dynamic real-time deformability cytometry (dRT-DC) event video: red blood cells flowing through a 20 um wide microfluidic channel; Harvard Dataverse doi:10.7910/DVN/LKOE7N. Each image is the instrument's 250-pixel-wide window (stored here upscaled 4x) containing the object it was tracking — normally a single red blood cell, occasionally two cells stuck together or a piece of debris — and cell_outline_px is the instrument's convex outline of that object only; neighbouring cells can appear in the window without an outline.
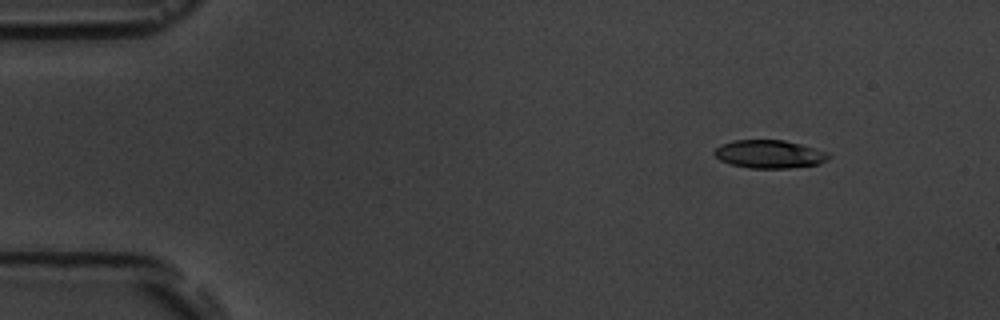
{"species": "common noctule bat (a hibernating species)", "species_latin": "Nyctalus noctula", "temperature_condition": "room temperature", "stored_images_in_passage": 4, "camera_frame_rate_fps": 3000, "um_per_image_px": 0.085, "animal": {"sex": "male", "body_mass_g": 19.5, "forearm_length_mm": 54.6}, "frame": {"image": 1, "passage_image": 1, "time_ms": 0.0, "image_size_px": [1000, 320], "cell_outline_px": [[832, 156], [828, 160], [820, 164], [788, 168], [748, 168], [728, 164], [720, 160], [712, 152], [720, 144], [732, 140], [784, 140], [800, 144], [828, 152]], "centroid_in_image_um": [65.39, 13.1], "position_along_channel_um": 19.6, "area_um2": 18.96}}
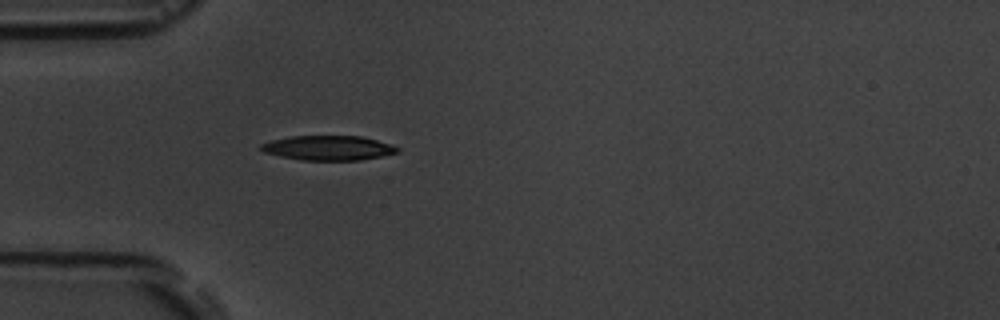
{"frame": {"image": 2, "passage_image": 4, "time_ms": 3.333, "image_size_px": [1000, 320], "cell_outline_px": [[400, 152], [384, 156], [360, 160], [300, 160], [280, 156], [264, 152], [260, 148], [260, 144], [272, 140], [288, 136], [360, 136], [392, 144], [400, 148]], "centroid_in_image_um": [27.94, 12.57], "position_along_channel_um": 57.1, "area_um2": 19.71}}